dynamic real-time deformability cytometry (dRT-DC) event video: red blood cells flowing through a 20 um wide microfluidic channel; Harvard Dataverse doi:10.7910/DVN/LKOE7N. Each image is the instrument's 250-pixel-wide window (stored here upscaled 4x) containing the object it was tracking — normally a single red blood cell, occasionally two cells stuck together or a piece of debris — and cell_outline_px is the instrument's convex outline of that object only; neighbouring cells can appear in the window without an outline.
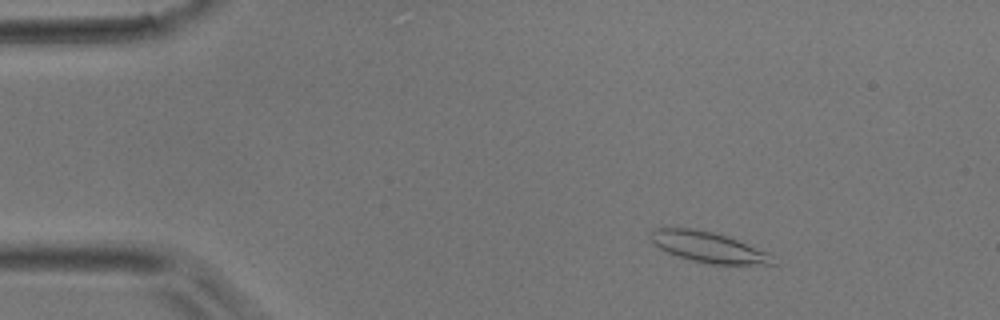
{"species": "common noctule bat (a hibernating species)", "species_latin": "Nyctalus noctula", "temperature_condition": "room temperature", "stored_images_in_passage": 43, "camera_frame_rate_fps": 3000, "um_per_image_px": 0.085, "animal": {"sex": "male", "body_mass_g": 17.9}, "frame": {"image": 1, "passage_image": 3, "time_ms": 0.667, "image_size_px": [1000, 320], "cell_outline_px": [[780, 264], [712, 264], [692, 260], [676, 256], [652, 244], [648, 236], [648, 232], [656, 228], [692, 228], [712, 232], [736, 240], [768, 252]], "centroid_in_image_um": [60.17, 21.0], "position_along_channel_um": 24.8, "area_um2": 21.68}}
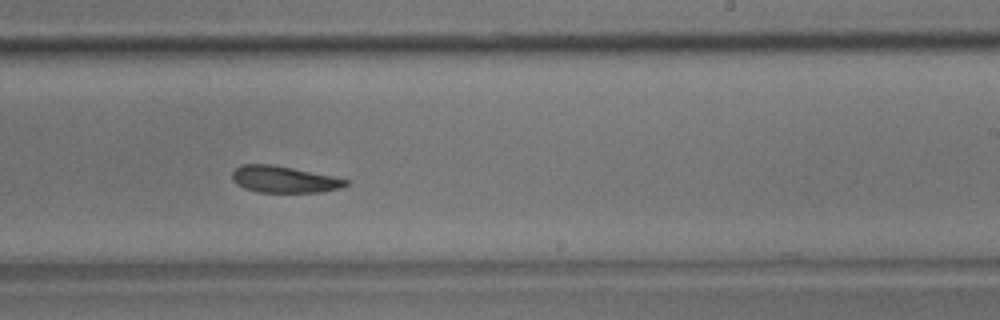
{"frame": {"image": 2, "passage_image": 25, "time_ms": 8.0, "image_size_px": [1000, 320], "cell_outline_px": [[348, 184], [340, 188], [320, 192], [256, 192], [244, 188], [236, 184], [232, 180], [232, 172], [240, 164], [272, 164], [332, 176], [348, 180]], "centroid_in_image_um": [24.09, 15.25], "position_along_channel_um": 264.9, "area_um2": 17.57}}
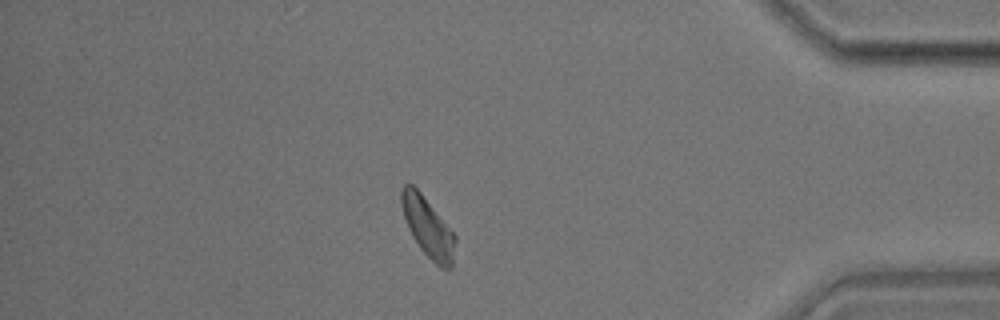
{"frame": {"image": 3, "passage_image": 37, "time_ms": 12.0, "image_size_px": [1000, 320], "cell_outline_px": [[456, 240], [452, 268], [444, 268], [436, 264], [420, 248], [412, 236], [408, 228], [404, 216], [400, 200], [400, 192], [404, 184], [412, 184], [420, 192], [456, 236]], "centroid_in_image_um": [36.36, 19.32], "position_along_channel_um": 398.8, "area_um2": 18.32}}